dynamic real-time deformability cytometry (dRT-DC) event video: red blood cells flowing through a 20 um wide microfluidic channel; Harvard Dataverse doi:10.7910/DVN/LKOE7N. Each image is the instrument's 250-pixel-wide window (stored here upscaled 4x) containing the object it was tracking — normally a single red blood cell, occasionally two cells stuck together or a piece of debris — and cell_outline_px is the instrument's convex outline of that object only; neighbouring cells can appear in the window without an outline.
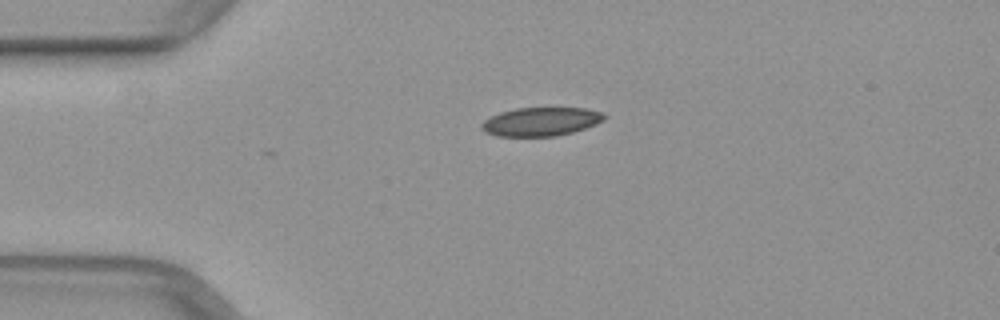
{"species": "common noctule bat (a hibernating species)", "species_latin": "Nyctalus noctula", "temperature_condition": "warm", "stored_images_in_passage": 28, "camera_frame_rate_fps": 3000, "um_per_image_px": 0.085, "animal": {"sex": "female", "body_mass_g": 29.2, "forearm_length_mm": 56.3}, "frame": {"image": 1, "passage_image": 1, "time_ms": 0.0, "image_size_px": [1000, 320], "cell_outline_px": [[608, 116], [604, 120], [596, 124], [572, 132], [556, 136], [496, 136], [484, 132], [480, 128], [480, 124], [484, 120], [500, 112], [516, 108], [584, 108], [600, 112]], "centroid_in_image_um": [45.95, 10.34], "position_along_channel_um": 39.1, "area_um2": 20.46}}
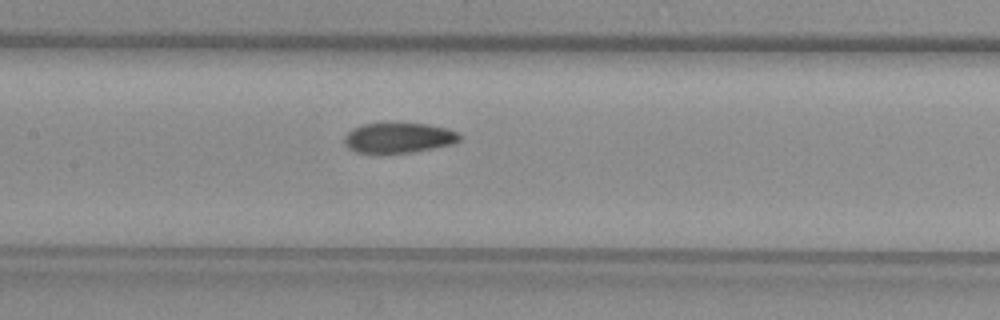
{"frame": {"image": 2, "passage_image": 13, "time_ms": 4.0, "image_size_px": [1000, 320], "cell_outline_px": [[460, 140], [452, 144], [412, 152], [356, 152], [348, 148], [344, 140], [344, 136], [352, 128], [360, 124], [428, 124], [448, 128], [460, 132]], "centroid_in_image_um": [33.9, 11.7], "position_along_channel_um": 173.5, "area_um2": 20.0}}
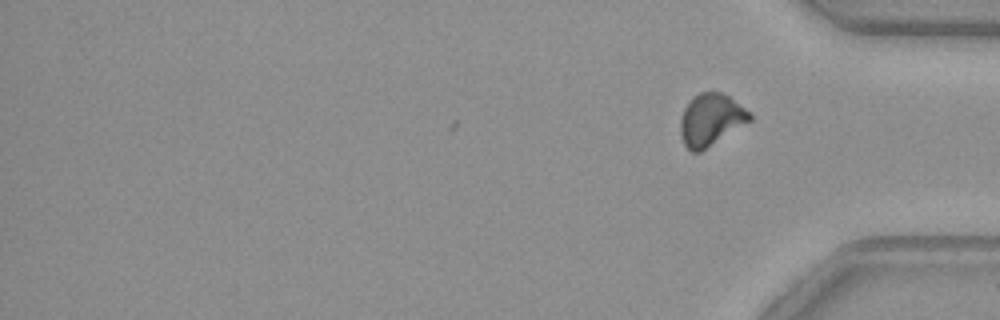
{"frame": {"image": 3, "passage_image": 28, "time_ms": 9.0, "image_size_px": [1000, 320], "cell_outline_px": [[752, 120], [700, 152], [692, 152], [684, 144], [680, 136], [680, 120], [684, 108], [692, 96], [700, 92], [712, 88], [728, 96], [752, 112]], "centroid_in_image_um": [60.42, 10.14], "position_along_channel_um": 374.8, "area_um2": 21.39}}